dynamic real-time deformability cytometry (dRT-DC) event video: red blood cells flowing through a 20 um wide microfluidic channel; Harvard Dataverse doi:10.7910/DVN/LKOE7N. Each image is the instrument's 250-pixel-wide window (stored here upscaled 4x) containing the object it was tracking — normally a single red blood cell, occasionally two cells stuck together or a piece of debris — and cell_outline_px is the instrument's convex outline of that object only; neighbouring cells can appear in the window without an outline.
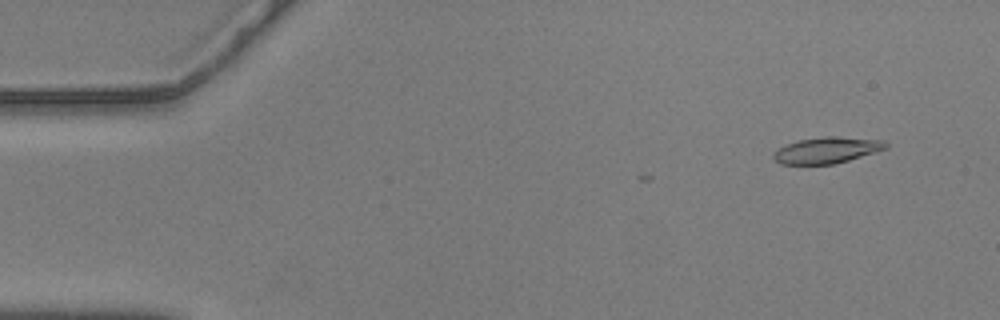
{"species": "common noctule bat (a hibernating species)", "species_latin": "Nyctalus noctula", "temperature_condition": "warm", "stored_images_in_passage": 3, "camera_frame_rate_fps": 3000, "um_per_image_px": 0.085, "animal": {"sex": "male", "body_mass_g": 20.5, "forearm_length_mm": 52.5}, "frame": {"image": 1, "passage_image": 1, "time_ms": 0.0, "image_size_px": [1000, 320], "cell_outline_px": [[888, 148], [848, 160], [832, 164], [780, 164], [772, 156], [780, 148], [788, 144], [800, 140], [828, 136], [836, 136], [884, 140], [888, 144]], "centroid_in_image_um": [70.33, 12.76], "position_along_channel_um": 14.7, "area_um2": 16.82}}